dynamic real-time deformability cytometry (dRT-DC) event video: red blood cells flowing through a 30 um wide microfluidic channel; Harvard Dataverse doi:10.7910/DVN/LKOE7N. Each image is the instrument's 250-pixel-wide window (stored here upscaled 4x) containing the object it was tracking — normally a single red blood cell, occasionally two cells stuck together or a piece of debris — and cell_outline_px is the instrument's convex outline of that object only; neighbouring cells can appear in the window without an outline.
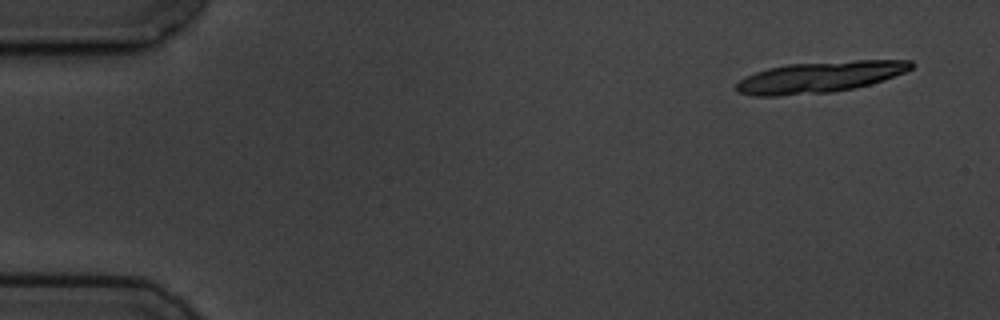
{"species": "common noctule bat (a hibernating species)", "species_latin": "Nyctalus noctula", "temperature_condition": "cold", "stored_images_in_passage": 2, "camera_frame_rate_fps": 3000, "um_per_image_px": 0.085, "animal": {"sex": "male", "body_mass_g": 19.5, "forearm_length_mm": 54.6}, "frame": {"image": 1, "passage_image": 1, "time_ms": 0.0, "image_size_px": [1000, 320], "cell_outline_px": [[916, 64], [912, 68], [904, 72], [884, 80], [856, 88], [832, 92], [776, 96], [752, 96], [736, 92], [736, 84], [744, 76], [768, 68], [788, 64], [856, 60], [912, 60]], "centroid_in_image_um": [69.68, 6.55], "position_along_channel_um": 15.3, "area_um2": 31.91}}